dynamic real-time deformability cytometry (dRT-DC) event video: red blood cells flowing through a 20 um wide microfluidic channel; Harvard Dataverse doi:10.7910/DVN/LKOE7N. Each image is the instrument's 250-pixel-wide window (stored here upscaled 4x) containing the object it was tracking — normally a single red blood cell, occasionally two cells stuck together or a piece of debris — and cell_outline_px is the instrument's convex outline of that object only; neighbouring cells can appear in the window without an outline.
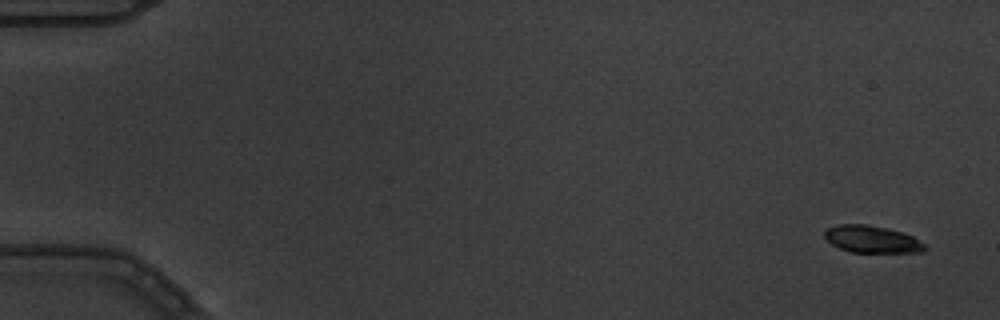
{"species": "common noctule bat (a hibernating species)", "species_latin": "Nyctalus noctula", "temperature_condition": "warm", "stored_images_in_passage": 11, "camera_frame_rate_fps": 3000, "um_per_image_px": 0.085, "animal": {"sex": "male", "body_mass_g": 19.5, "forearm_length_mm": 54.6}, "frame": {"image": 1, "passage_image": 1, "time_ms": 0.0, "image_size_px": [1000, 320], "cell_outline_px": [[928, 248], [924, 252], [852, 252], [840, 248], [832, 244], [824, 236], [824, 228], [836, 224], [868, 224], [888, 228], [912, 236], [924, 244]], "centroid_in_image_um": [74.09, 20.32], "position_along_channel_um": 10.9, "area_um2": 15.9}}
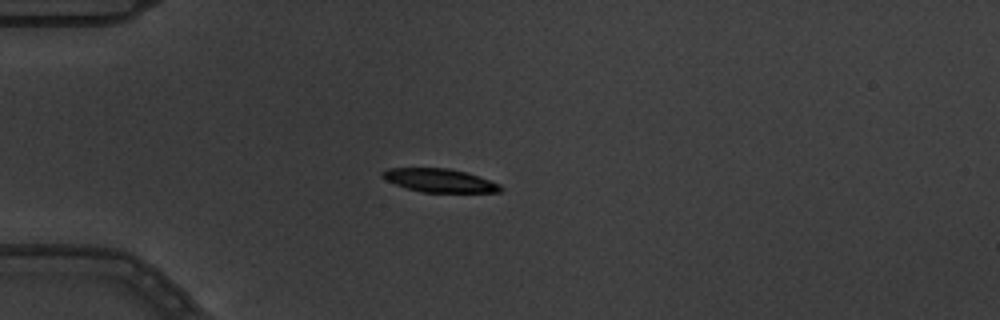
{"frame": {"image": 2, "passage_image": 4, "time_ms": 1.0, "image_size_px": [1000, 320], "cell_outline_px": [[504, 188], [500, 192], [424, 192], [408, 188], [396, 184], [380, 176], [380, 172], [388, 168], [448, 168], [468, 172], [500, 184]], "centroid_in_image_um": [37.39, 15.33], "position_along_channel_um": 47.6, "area_um2": 16.07}}
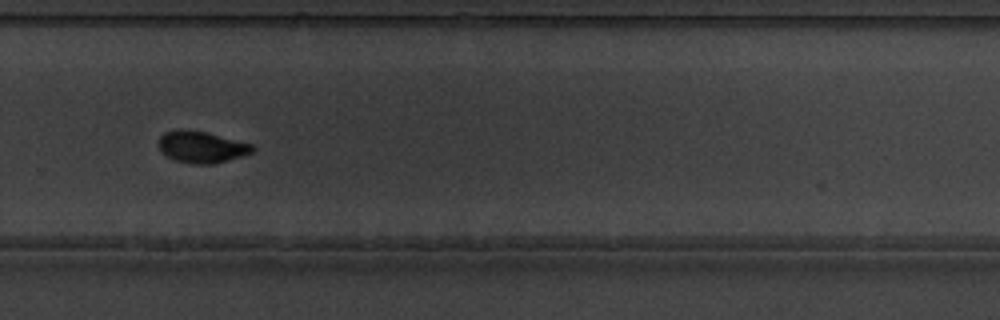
{"frame": {"image": 3, "passage_image": 11, "time_ms": 3.333, "image_size_px": [1000, 320], "cell_outline_px": [[256, 148], [252, 152], [240, 156], [212, 164], [192, 164], [176, 160], [168, 156], [160, 148], [160, 136], [164, 132], [180, 128], [204, 132], [252, 144]], "centroid_in_image_um": [17.13, 12.48], "position_along_channel_um": 312.7, "area_um2": 16.88}}